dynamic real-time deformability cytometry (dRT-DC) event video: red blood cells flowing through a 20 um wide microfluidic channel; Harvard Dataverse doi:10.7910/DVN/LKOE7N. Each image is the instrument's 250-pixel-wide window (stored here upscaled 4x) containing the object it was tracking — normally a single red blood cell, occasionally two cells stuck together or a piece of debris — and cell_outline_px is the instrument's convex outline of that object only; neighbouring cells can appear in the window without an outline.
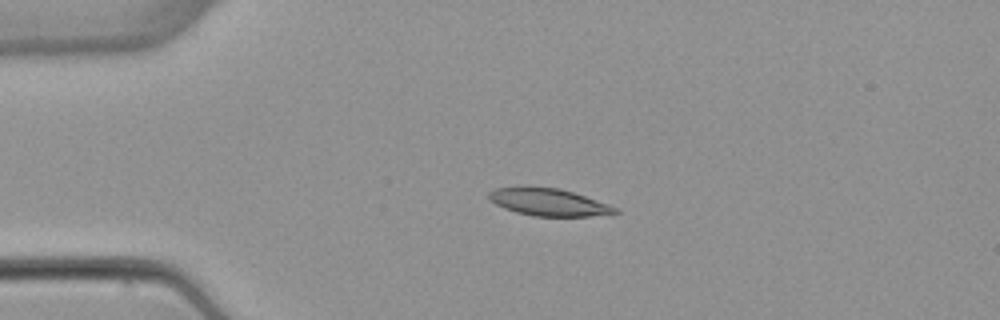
{"species": "common noctule bat (a hibernating species)", "species_latin": "Nyctalus noctula", "temperature_condition": "warm", "stored_images_in_passage": 4, "camera_frame_rate_fps": 3000, "um_per_image_px": 0.085, "animal": {"sex": "female", "body_mass_g": 22.7, "forearm_length_mm": 54.2}, "frame": {"image": 1, "passage_image": 3, "time_ms": 3.667, "image_size_px": [1000, 320], "cell_outline_px": [[620, 212], [588, 216], [532, 216], [516, 212], [504, 208], [488, 200], [488, 192], [496, 188], [560, 188], [608, 204], [616, 208]], "centroid_in_image_um": [46.6, 17.2], "position_along_channel_um": 38.4, "area_um2": 19.54}}